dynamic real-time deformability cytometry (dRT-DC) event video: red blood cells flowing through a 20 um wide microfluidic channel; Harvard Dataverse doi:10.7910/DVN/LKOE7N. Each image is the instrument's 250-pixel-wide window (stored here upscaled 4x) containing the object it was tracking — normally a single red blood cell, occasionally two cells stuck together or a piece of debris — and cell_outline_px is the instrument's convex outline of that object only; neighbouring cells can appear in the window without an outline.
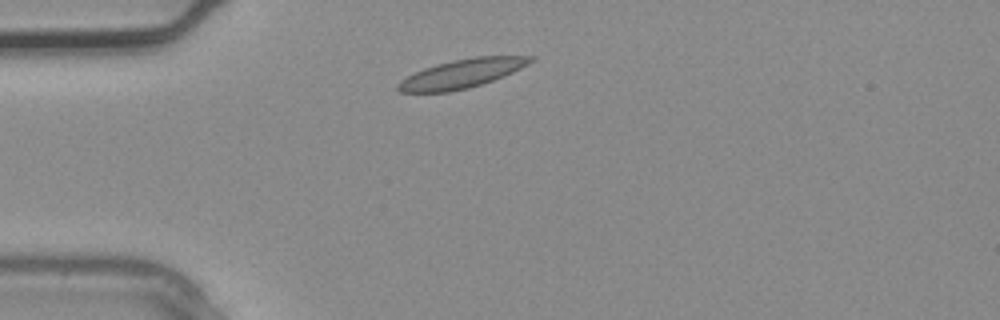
{"species": "common noctule bat (a hibernating species)", "species_latin": "Nyctalus noctula", "temperature_condition": "warm", "stored_images_in_passage": 1, "camera_frame_rate_fps": 3000, "um_per_image_px": 0.085, "animal": {"sex": "male", "body_mass_g": 20.4}, "frame": {"image": 1, "passage_image": 1, "time_ms": 0.0, "image_size_px": [1000, 320], "cell_outline_px": [[536, 56], [528, 64], [504, 76], [468, 88], [448, 92], [400, 92], [396, 88], [396, 84], [400, 80], [424, 68], [436, 64], [452, 60], [476, 56]], "centroid_in_image_um": [39.22, 6.25], "position_along_channel_um": 45.8, "area_um2": 22.02}}